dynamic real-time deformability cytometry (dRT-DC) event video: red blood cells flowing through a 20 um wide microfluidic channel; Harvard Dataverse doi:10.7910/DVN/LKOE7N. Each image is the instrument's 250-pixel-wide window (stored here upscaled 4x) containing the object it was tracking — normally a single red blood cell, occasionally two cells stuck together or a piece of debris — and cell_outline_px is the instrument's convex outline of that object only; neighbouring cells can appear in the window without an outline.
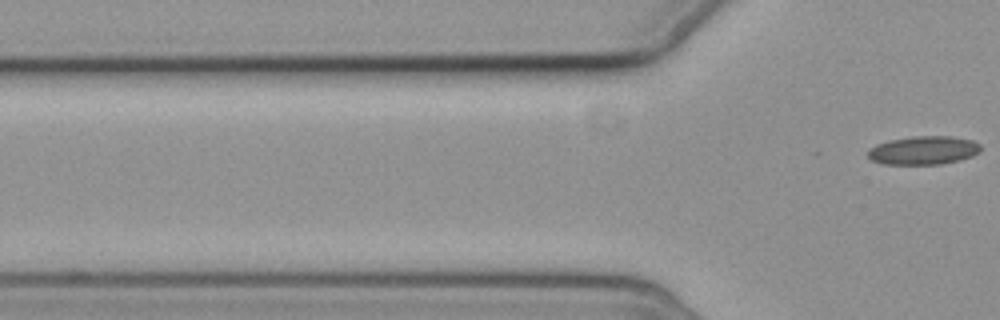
{"species": "common noctule bat (a hibernating species)", "species_latin": "Nyctalus noctula", "temperature_condition": "cold", "stored_images_in_passage": 7, "segment_of_instrument_passage": [2, 2], "camera_frame_rate_fps": 3000, "um_per_image_px": 0.085, "animal": {"sex": "female", "body_mass_g": 19.3, "forearm_length_mm": 54.1}, "frame": {"image": 1, "passage_image": 7, "time_ms": 8.0, "image_size_px": [1000, 320], "cell_outline_px": [[980, 152], [972, 156], [960, 160], [940, 164], [884, 164], [872, 160], [868, 156], [868, 152], [876, 144], [888, 140], [912, 136], [952, 136], [972, 140], [980, 144]], "centroid_in_image_um": [78.52, 12.77], "position_along_channel_um": 47.3, "area_um2": 18.73}}